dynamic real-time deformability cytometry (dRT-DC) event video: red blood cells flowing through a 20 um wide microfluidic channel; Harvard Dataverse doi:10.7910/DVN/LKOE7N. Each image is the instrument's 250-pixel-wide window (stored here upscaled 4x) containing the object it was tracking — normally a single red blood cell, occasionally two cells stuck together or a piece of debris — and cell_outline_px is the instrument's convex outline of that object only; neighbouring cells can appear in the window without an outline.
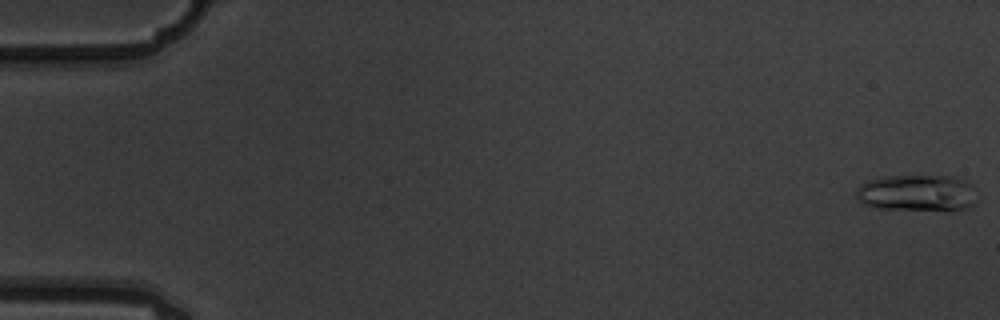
{"species": "common noctule bat (a hibernating species)", "species_latin": "Nyctalus noctula", "temperature_condition": "warm", "stored_images_in_passage": 5, "camera_frame_rate_fps": 3000, "um_per_image_px": 0.085, "animal": {"sex": "male", "body_mass_g": 19.5, "forearm_length_mm": 54.6}, "frame": {"image": 1, "passage_image": 1, "time_ms": 0.0, "image_size_px": [1000, 320], "cell_outline_px": [[976, 204], [968, 208], [876, 208], [864, 204], [856, 196], [856, 188], [860, 184], [868, 180], [884, 176], [952, 176], [964, 180], [972, 184], [976, 200]], "centroid_in_image_um": [77.93, 16.36], "position_along_channel_um": 7.1, "area_um2": 25.14}}